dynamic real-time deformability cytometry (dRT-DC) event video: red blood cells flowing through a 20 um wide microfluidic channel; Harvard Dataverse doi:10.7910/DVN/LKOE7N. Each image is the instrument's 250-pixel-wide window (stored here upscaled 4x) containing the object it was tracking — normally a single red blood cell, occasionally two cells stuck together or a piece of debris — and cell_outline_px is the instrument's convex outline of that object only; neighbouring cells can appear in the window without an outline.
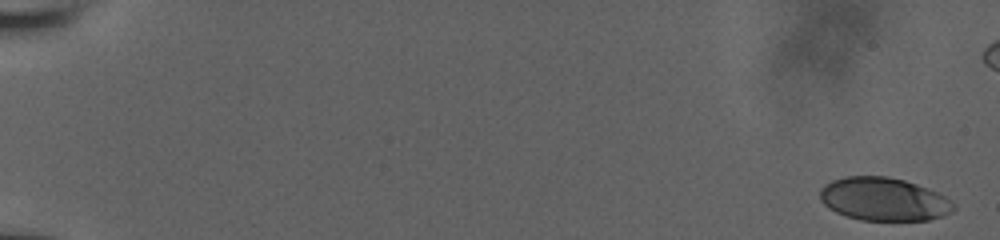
{"species": "human", "species_latin": "Homo sapiens", "temperature_condition": "room temperature", "stored_images_in_passage": 40, "camera_frame_rate_fps": 3000, "um_per_image_px": 0.085, "donor": {"sex": "male"}, "frame": {"image": 1, "passage_image": 1, "time_ms": 0.0, "image_size_px": [1000, 240], "cell_outline_px": [[956, 208], [952, 212], [944, 216], [928, 220], [860, 220], [836, 212], [828, 208], [820, 200], [820, 188], [824, 184], [832, 180], [848, 176], [888, 176], [904, 180], [916, 184], [936, 192], [944, 196], [956, 204]], "centroid_in_image_um": [75.12, 16.93], "position_along_channel_um": 9.9, "area_um2": 33.7}}
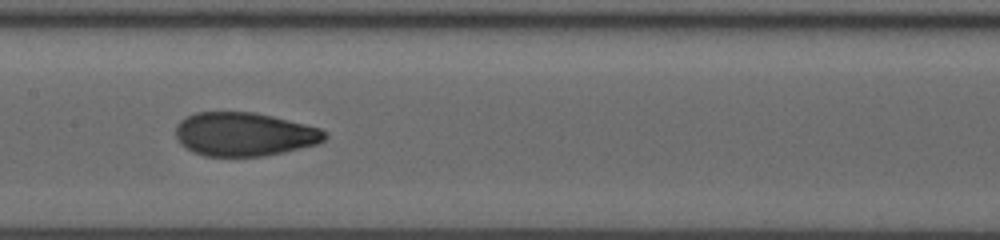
{"frame": {"image": 2, "passage_image": 20, "time_ms": 10.0, "image_size_px": [1000, 240], "cell_outline_px": [[328, 136], [324, 140], [316, 144], [284, 152], [264, 156], [204, 156], [192, 152], [180, 144], [176, 140], [176, 124], [180, 120], [196, 112], [256, 112], [320, 128], [328, 132]], "centroid_in_image_um": [20.74, 11.41], "position_along_channel_um": 186.7, "area_um2": 38.09}}
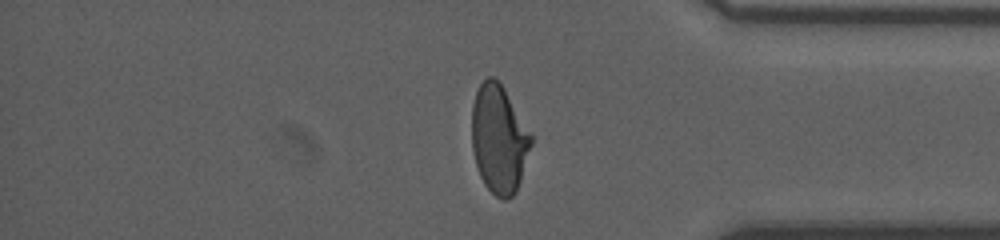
{"frame": {"image": 3, "passage_image": 34, "time_ms": 15.667, "image_size_px": [1000, 240], "cell_outline_px": [[532, 144], [516, 192], [508, 200], [504, 200], [496, 196], [484, 184], [480, 176], [476, 164], [472, 148], [472, 104], [476, 92], [480, 84], [488, 76], [492, 76], [504, 88], [532, 136]], "centroid_in_image_um": [42.4, 11.84], "position_along_channel_um": 392.8, "area_um2": 37.11}}